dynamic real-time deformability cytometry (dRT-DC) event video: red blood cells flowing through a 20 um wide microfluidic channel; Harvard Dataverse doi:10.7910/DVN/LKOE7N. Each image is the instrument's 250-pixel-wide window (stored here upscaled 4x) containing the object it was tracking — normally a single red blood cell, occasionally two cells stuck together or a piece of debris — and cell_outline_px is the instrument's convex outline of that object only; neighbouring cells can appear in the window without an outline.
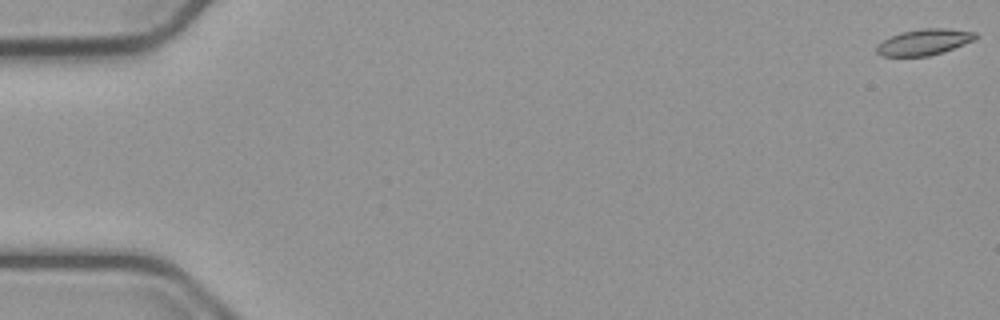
{"species": "common noctule bat (a hibernating species)", "species_latin": "Nyctalus noctula", "temperature_condition": "cold", "stored_images_in_passage": 50, "camera_frame_rate_fps": 3000, "um_per_image_px": 0.085, "animal": {"sex": "male", "body_mass_g": 23.1, "forearm_length_mm": 52.7}, "frame": {"image": 1, "passage_image": 1, "time_ms": 0.0, "image_size_px": [1000, 320], "cell_outline_px": [[980, 36], [964, 44], [944, 52], [928, 56], [880, 56], [876, 52], [876, 48], [884, 40], [900, 32], [920, 28], [948, 28], [976, 32]], "centroid_in_image_um": [78.58, 3.57], "position_along_channel_um": 6.4, "area_um2": 15.03}}
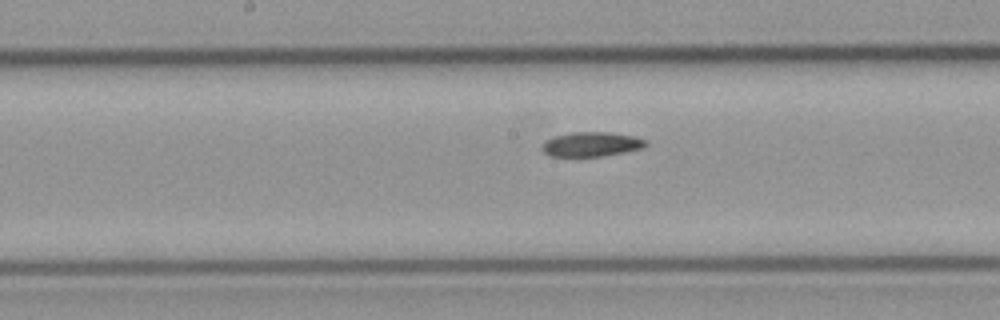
{"frame": {"image": 2, "passage_image": 29, "time_ms": 9.333, "image_size_px": [1000, 320], "cell_outline_px": [[648, 144], [644, 148], [604, 156], [548, 156], [540, 148], [548, 140], [556, 136], [572, 132], [608, 132], [636, 136], [648, 140]], "centroid_in_image_um": [50.34, 12.26], "position_along_channel_um": 197.9, "area_um2": 14.85}}
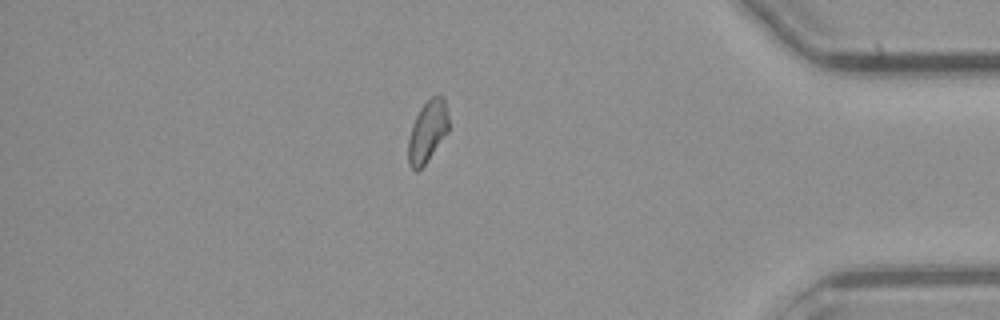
{"frame": {"image": 3, "passage_image": 48, "time_ms": 15.667, "image_size_px": [1000, 320], "cell_outline_px": [[448, 132], [428, 160], [416, 172], [408, 164], [408, 140], [412, 124], [420, 108], [436, 92], [444, 96], [448, 116]], "centroid_in_image_um": [36.34, 11.14], "position_along_channel_um": 398.9, "area_um2": 14.62}}